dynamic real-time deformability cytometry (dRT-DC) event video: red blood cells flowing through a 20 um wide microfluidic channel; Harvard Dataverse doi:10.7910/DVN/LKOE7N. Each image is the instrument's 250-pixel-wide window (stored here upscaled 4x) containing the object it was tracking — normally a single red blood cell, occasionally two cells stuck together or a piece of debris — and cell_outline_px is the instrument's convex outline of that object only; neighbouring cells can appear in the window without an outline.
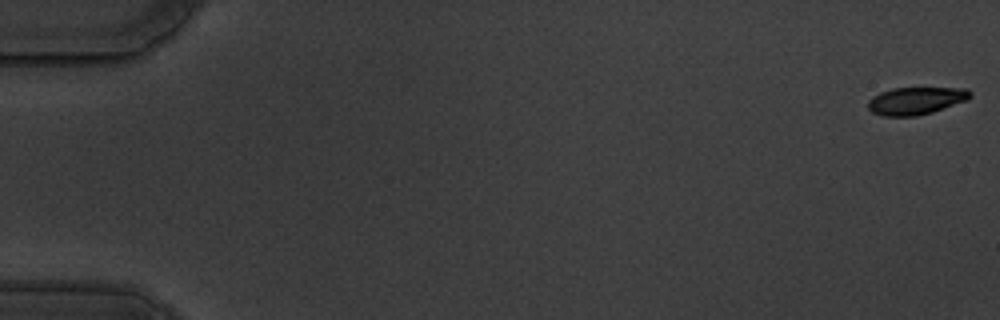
{"species": "common noctule bat (a hibernating species)", "species_latin": "Nyctalus noctula", "temperature_condition": "warm", "stored_images_in_passage": 59, "camera_frame_rate_fps": 3000, "um_per_image_px": 0.085, "animal": {"sex": "male", "body_mass_g": 19.5, "forearm_length_mm": 54.6}, "frame": {"image": 1, "passage_image": 1, "time_ms": 0.0, "image_size_px": [1000, 320], "cell_outline_px": [[972, 96], [968, 100], [932, 112], [916, 116], [880, 116], [872, 112], [868, 108], [868, 100], [872, 96], [880, 92], [892, 88], [968, 88], [972, 92]], "centroid_in_image_um": [77.85, 8.56], "position_along_channel_um": 7.1, "area_um2": 16.53}}
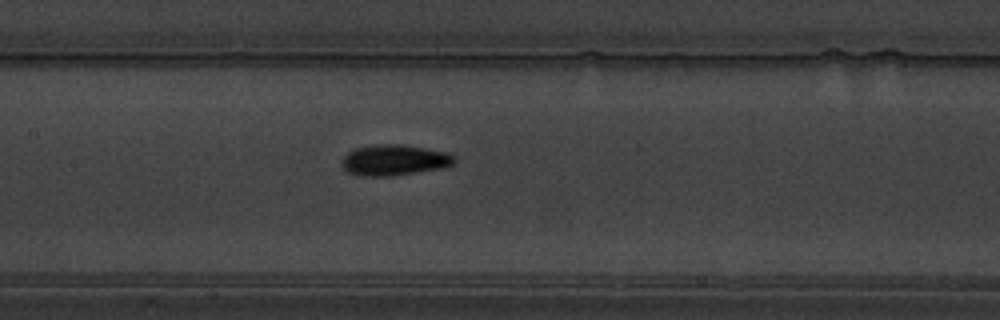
{"frame": {"image": 2, "passage_image": 29, "time_ms": 9.333, "image_size_px": [1000, 320], "cell_outline_px": [[456, 160], [452, 164], [440, 168], [392, 176], [360, 176], [348, 172], [340, 164], [344, 156], [348, 152], [360, 148], [380, 144], [400, 144], [424, 148], [444, 152], [452, 156]], "centroid_in_image_um": [33.47, 13.62], "position_along_channel_um": 173.9, "area_um2": 19.77}}
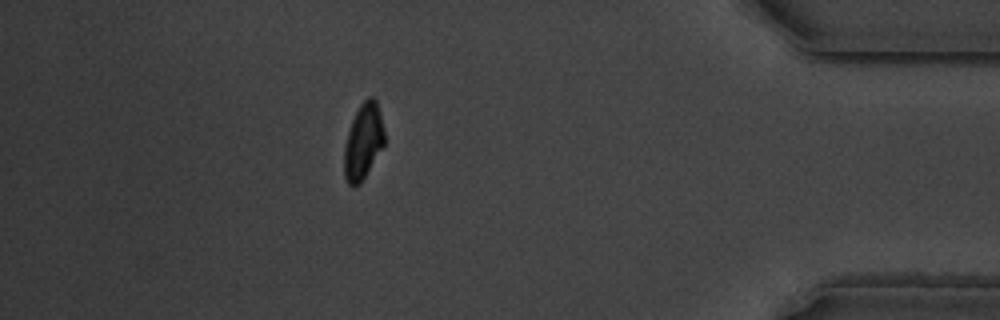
{"frame": {"image": 3, "passage_image": 52, "time_ms": 17.0, "image_size_px": [1000, 320], "cell_outline_px": [[384, 144], [360, 184], [352, 188], [348, 184], [344, 176], [344, 148], [348, 132], [352, 120], [360, 104], [368, 96], [372, 96], [376, 100], [380, 112], [384, 132]], "centroid_in_image_um": [30.86, 12.03], "position_along_channel_um": 404.3, "area_um2": 17.63}, "authors_computed_cell_mechanics": {"area_um2": 18.1492, "velocity_mm_per_s": 3.5307, "shape_relaxation_time_tau1_ms": 2.4653, "shape_relaxation_time_tau2_ms": 3.0318, "deformation_change_tau1": 0.1491, "deformation_change_tau2": 0.0526}}